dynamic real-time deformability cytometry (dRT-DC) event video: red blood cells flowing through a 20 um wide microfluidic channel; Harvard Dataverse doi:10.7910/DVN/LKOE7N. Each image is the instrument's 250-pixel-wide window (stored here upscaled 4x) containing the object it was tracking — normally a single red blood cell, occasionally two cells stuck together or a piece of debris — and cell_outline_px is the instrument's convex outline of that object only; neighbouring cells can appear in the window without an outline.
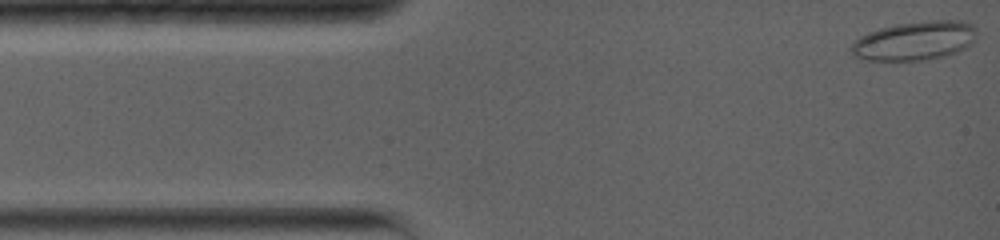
{"species": "common noctule bat (a hibernating species)", "species_latin": "Nyctalus noctula", "temperature_condition": "warm", "stored_images_in_passage": 18, "camera_frame_rate_fps": 5000, "um_per_image_px": 0.085, "animal": {"sex": "female", "body_mass_g": 19.0, "forearm_length_mm": 56.7}, "frame": {"image": 1, "passage_image": 1, "time_ms": 0.0, "image_size_px": [1000, 240], "cell_outline_px": [[976, 36], [972, 44], [968, 48], [944, 56], [928, 60], [868, 60], [852, 56], [848, 48], [860, 36], [868, 32], [880, 28], [896, 24], [932, 20], [964, 20], [972, 24], [976, 28]], "centroid_in_image_um": [77.77, 3.46], "position_along_channel_um": 7.2, "area_um2": 28.84}}
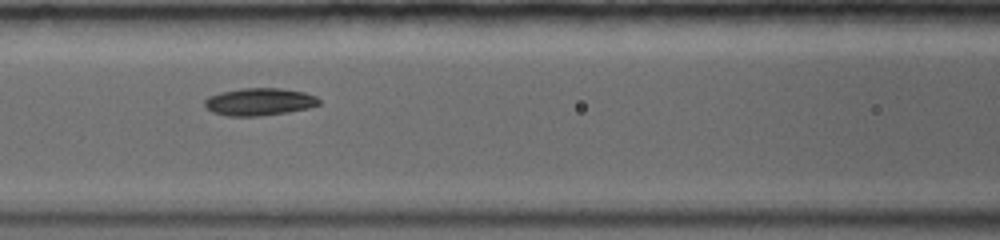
{"frame": {"image": 2, "passage_image": 12, "time_ms": 5.6, "image_size_px": [1000, 240], "cell_outline_px": [[320, 104], [308, 108], [288, 112], [260, 116], [228, 116], [212, 112], [204, 104], [204, 100], [208, 96], [220, 92], [240, 88], [280, 88], [304, 92], [316, 96], [320, 100]], "centroid_in_image_um": [22.04, 8.65], "position_along_channel_um": 144.6, "area_um2": 18.38}}
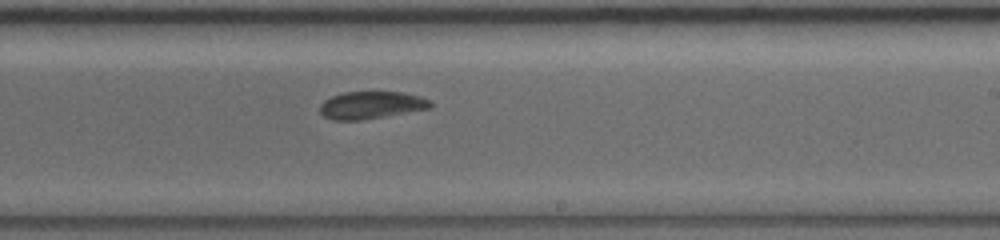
{"frame": {"image": 3, "passage_image": 18, "time_ms": 8.6, "image_size_px": [1000, 240], "cell_outline_px": [[432, 108], [360, 120], [332, 120], [324, 116], [320, 112], [320, 104], [324, 100], [332, 96], [344, 92], [404, 92], [420, 96], [432, 100]], "centroid_in_image_um": [31.57, 8.93], "position_along_channel_um": 257.4, "area_um2": 17.69}}